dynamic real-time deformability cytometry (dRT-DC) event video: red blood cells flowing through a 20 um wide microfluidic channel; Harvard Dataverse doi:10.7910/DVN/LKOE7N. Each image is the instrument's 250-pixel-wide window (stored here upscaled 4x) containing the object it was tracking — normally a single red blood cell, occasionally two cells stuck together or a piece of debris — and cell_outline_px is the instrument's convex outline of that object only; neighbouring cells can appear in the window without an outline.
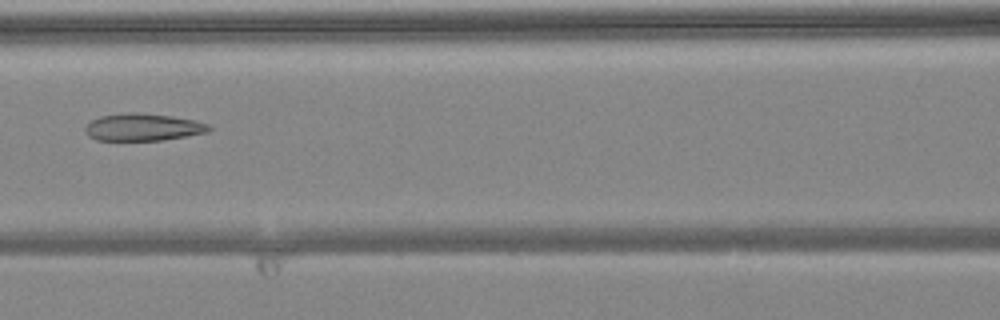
{"species": "common noctule bat (a hibernating species)", "species_latin": "Nyctalus noctula", "temperature_condition": "warm", "stored_images_in_passage": 7, "camera_frame_rate_fps": 3000, "um_per_image_px": 0.085, "animal": {"sex": "female", "body_mass_g": 24.6, "forearm_length_mm": 56.2}, "frame": {"image": 1, "passage_image": 7, "time_ms": 2.0, "image_size_px": [1000, 320], "cell_outline_px": [[212, 128], [208, 132], [164, 140], [96, 140], [88, 136], [84, 128], [92, 120], [100, 116], [128, 112], [136, 112], [172, 116], [196, 120], [208, 124]], "centroid_in_image_um": [12.17, 10.81], "position_along_channel_um": 154.4, "area_um2": 19.71}}